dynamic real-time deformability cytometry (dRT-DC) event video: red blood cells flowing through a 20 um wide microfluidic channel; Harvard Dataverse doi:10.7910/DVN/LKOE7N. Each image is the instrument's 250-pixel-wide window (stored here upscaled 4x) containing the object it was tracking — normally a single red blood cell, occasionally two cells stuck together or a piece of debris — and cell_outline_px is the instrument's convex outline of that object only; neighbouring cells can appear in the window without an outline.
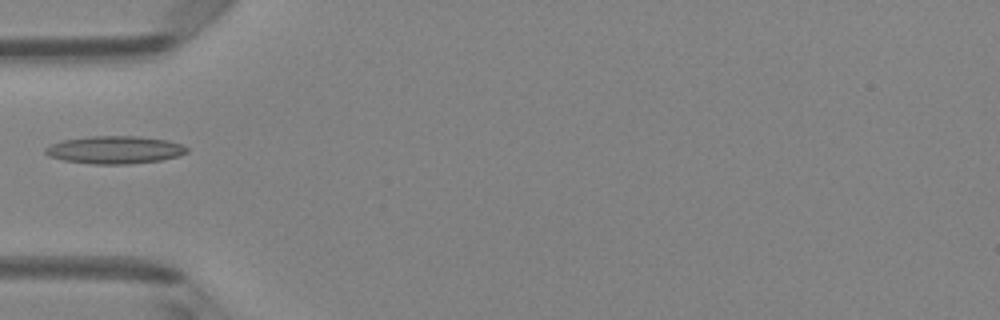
{"species": "Egyptian fruit bat (a non-hibernating species)", "species_latin": "Rousettus aegyptiacus", "temperature_condition": "room temperature", "stored_images_in_passage": 4, "camera_frame_rate_fps": 3000, "um_per_image_px": 0.085, "animal": {"sex": "female"}, "frame": {"image": 1, "passage_image": 3, "time_ms": 0.667, "image_size_px": [1000, 320], "cell_outline_px": [[188, 152], [176, 156], [160, 160], [128, 164], [92, 164], [64, 160], [48, 156], [44, 152], [44, 148], [52, 144], [64, 140], [92, 136], [140, 136], [164, 140], [180, 144], [188, 148]], "centroid_in_image_um": [9.73, 12.74], "position_along_channel_um": 75.3, "area_um2": 22.6}}
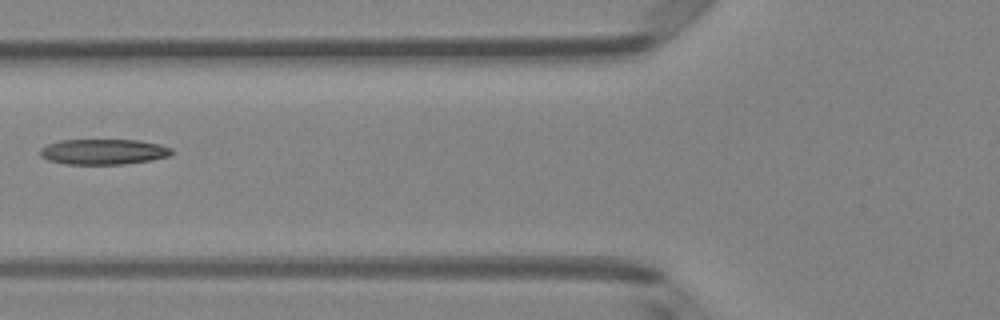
{"frame": {"image": 2, "passage_image": 4, "time_ms": 1.0, "image_size_px": [1000, 320], "cell_outline_px": [[172, 152], [168, 156], [152, 160], [120, 164], [64, 164], [48, 160], [40, 156], [40, 148], [48, 144], [60, 140], [140, 140], [160, 144], [172, 148]], "centroid_in_image_um": [8.78, 12.89], "position_along_channel_um": 117.0, "area_um2": 19.54}}